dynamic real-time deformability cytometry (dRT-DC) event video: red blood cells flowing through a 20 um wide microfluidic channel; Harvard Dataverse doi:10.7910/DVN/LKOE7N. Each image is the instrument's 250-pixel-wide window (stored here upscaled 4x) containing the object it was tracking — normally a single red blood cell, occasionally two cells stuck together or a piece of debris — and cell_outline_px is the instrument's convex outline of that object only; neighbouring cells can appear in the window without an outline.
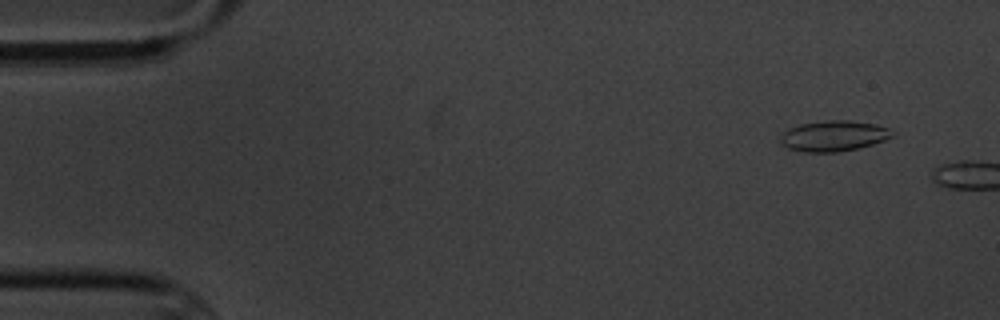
{"species": "common noctule bat (a hibernating species)", "species_latin": "Nyctalus noctula", "temperature_condition": "cold", "stored_images_in_passage": 3, "camera_frame_rate_fps": 3000, "um_per_image_px": 0.085, "animal": {"sex": "male", "body_mass_g": 20.1, "forearm_length_mm": 53.5}, "frame": {"image": 1, "passage_image": 2, "time_ms": 1.0, "image_size_px": [1000, 320], "cell_outline_px": [[896, 136], [860, 148], [836, 152], [804, 152], [788, 148], [780, 140], [784, 132], [788, 128], [800, 124], [828, 120], [848, 120], [876, 124], [888, 128], [896, 132]], "centroid_in_image_um": [70.92, 11.55], "position_along_channel_um": 14.1, "area_um2": 20.0}}